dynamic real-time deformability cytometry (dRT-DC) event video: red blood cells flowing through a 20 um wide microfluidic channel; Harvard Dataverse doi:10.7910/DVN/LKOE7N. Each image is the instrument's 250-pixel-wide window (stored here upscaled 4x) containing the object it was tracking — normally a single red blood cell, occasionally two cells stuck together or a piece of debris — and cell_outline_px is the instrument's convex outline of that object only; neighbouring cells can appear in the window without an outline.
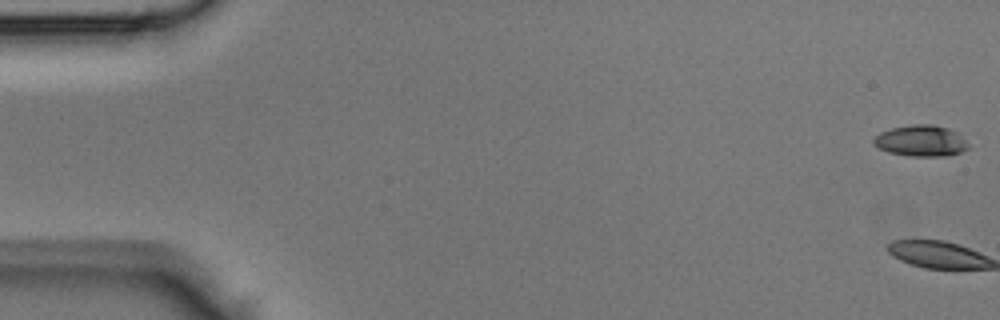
{"species": "Egyptian fruit bat (a non-hibernating species)", "species_latin": "Rousettus aegyptiacus", "temperature_condition": "room temperature", "stored_images_in_passage": 46, "camera_frame_rate_fps": 3000, "um_per_image_px": 0.085, "animal": {"sex": "male"}, "frame": {"image": 1, "passage_image": 1, "time_ms": 0.0, "image_size_px": [1000, 320], "cell_outline_px": [[968, 148], [960, 152], [948, 156], [908, 156], [888, 152], [876, 148], [872, 144], [872, 140], [880, 132], [892, 128], [912, 124], [932, 124], [948, 128], [960, 132], [968, 144]], "centroid_in_image_um": [78.27, 11.97], "position_along_channel_um": 6.7, "area_um2": 17.51}}
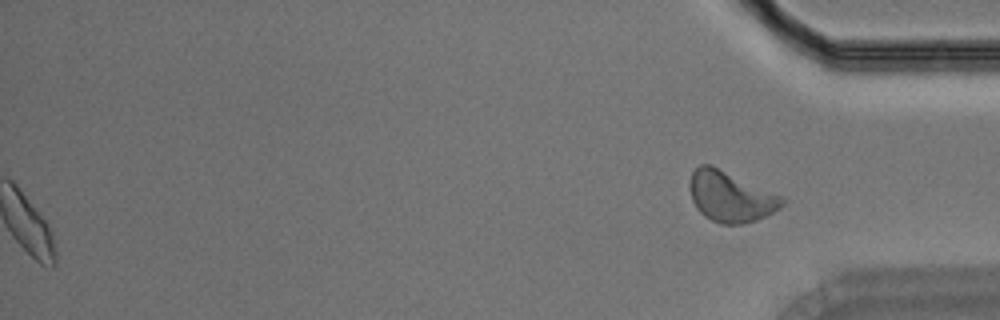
{"frame": {"image": 2, "passage_image": 46, "time_ms": 15.0, "image_size_px": [1000, 320], "cell_outline_px": [[788, 200], [780, 208], [756, 220], [744, 224], [720, 224], [704, 216], [696, 208], [692, 200], [688, 188], [688, 184], [692, 172], [700, 164], [712, 164], [784, 196]], "centroid_in_image_um": [62.1, 16.69], "position_along_channel_um": 373.1, "area_um2": 27.74}}